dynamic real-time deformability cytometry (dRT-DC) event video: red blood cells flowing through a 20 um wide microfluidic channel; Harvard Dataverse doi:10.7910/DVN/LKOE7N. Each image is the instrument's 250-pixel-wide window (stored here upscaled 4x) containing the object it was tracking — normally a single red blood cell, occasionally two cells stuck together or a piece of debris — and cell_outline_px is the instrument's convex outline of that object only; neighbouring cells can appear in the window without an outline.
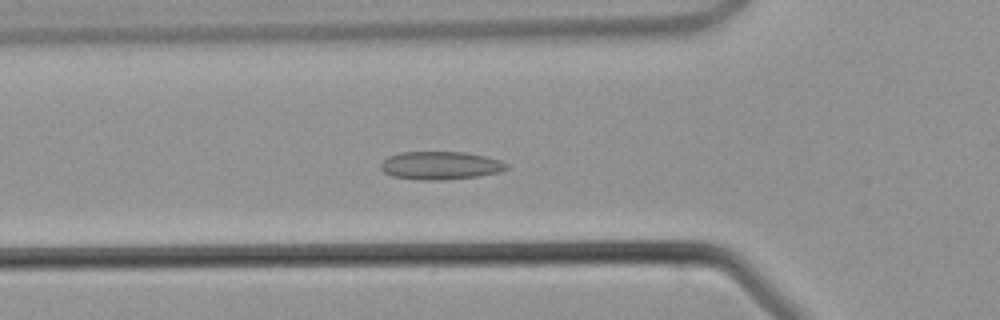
{"species": "common noctule bat (a hibernating species)", "species_latin": "Nyctalus noctula", "temperature_condition": "warm", "stored_images_in_passage": 45, "camera_frame_rate_fps": 3000, "um_per_image_px": 0.085, "animal": {"sex": "male", "body_mass_g": 21.5, "forearm_length_mm": 52.0}, "frame": {"image": 1, "passage_image": 15, "time_ms": 4.667, "image_size_px": [1000, 320], "cell_outline_px": [[508, 168], [500, 172], [480, 176], [444, 180], [416, 180], [392, 176], [384, 172], [380, 168], [380, 164], [388, 156], [400, 152], [464, 152], [484, 156], [500, 160], [508, 164]], "centroid_in_image_um": [37.43, 14.07], "position_along_channel_um": 88.4, "area_um2": 20.75}}
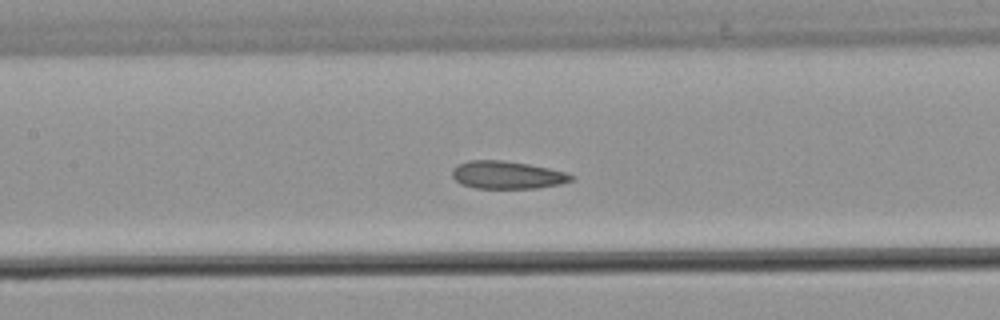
{"frame": {"image": 2, "passage_image": 20, "time_ms": 6.333, "image_size_px": [1000, 320], "cell_outline_px": [[572, 180], [560, 184], [536, 188], [476, 188], [460, 184], [452, 176], [452, 168], [456, 164], [468, 160], [500, 160], [528, 164], [548, 168], [564, 172], [572, 176]], "centroid_in_image_um": [43.03, 14.87], "position_along_channel_um": 164.4, "area_um2": 19.13}}
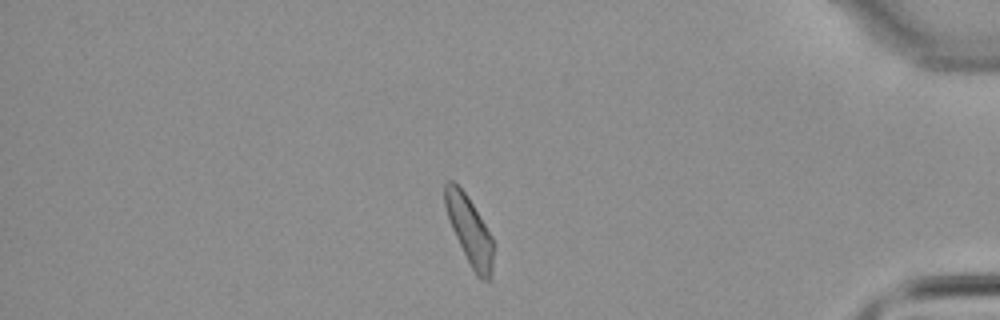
{"frame": {"image": 3, "passage_image": 38, "time_ms": 12.333, "image_size_px": [1000, 320], "cell_outline_px": [[492, 280], [480, 280], [476, 276], [452, 228], [444, 204], [444, 184], [448, 180], [452, 180], [468, 196], [492, 236]], "centroid_in_image_um": [39.91, 19.58], "position_along_channel_um": 395.3, "area_um2": 18.84}}